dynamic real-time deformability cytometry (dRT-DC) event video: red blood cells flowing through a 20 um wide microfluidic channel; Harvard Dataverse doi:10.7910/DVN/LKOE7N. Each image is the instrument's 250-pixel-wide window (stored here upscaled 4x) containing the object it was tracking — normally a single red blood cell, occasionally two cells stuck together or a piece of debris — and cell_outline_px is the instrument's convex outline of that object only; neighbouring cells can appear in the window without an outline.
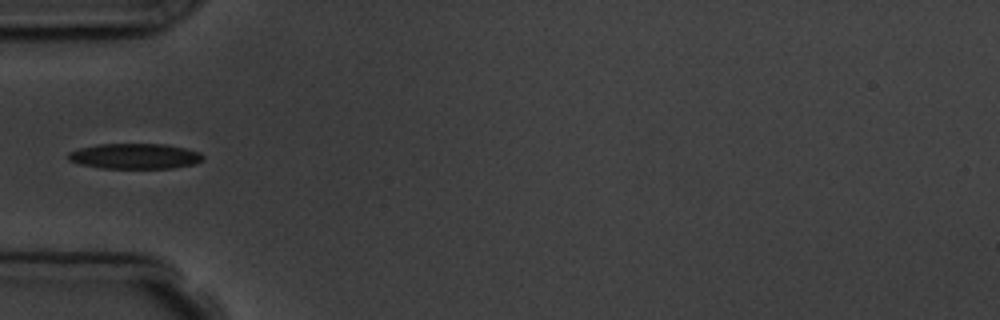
{"species": "common noctule bat (a hibernating species)", "species_latin": "Nyctalus noctula", "temperature_condition": "room temperature", "stored_images_in_passage": 7, "camera_frame_rate_fps": 3000, "um_per_image_px": 0.085, "animal": {"sex": "male", "body_mass_g": 19.5, "forearm_length_mm": 54.6}, "frame": {"image": 1, "passage_image": 4, "time_ms": 3.333, "image_size_px": [1000, 320], "cell_outline_px": [[204, 160], [196, 164], [172, 168], [100, 168], [80, 164], [68, 160], [68, 152], [80, 148], [100, 144], [164, 144], [184, 148], [200, 152], [204, 156]], "centroid_in_image_um": [11.49, 13.28], "position_along_channel_um": 73.5, "area_um2": 20.0}}
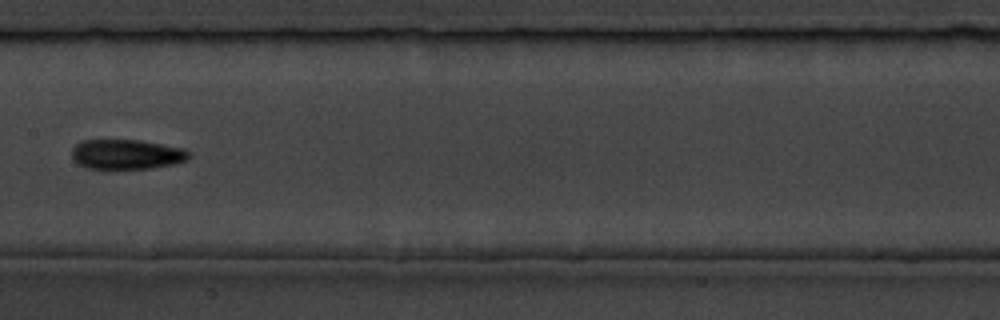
{"frame": {"image": 2, "passage_image": 7, "time_ms": 6.667, "image_size_px": [1000, 320], "cell_outline_px": [[192, 156], [188, 160], [172, 164], [152, 168], [116, 172], [84, 168], [72, 160], [72, 148], [80, 140], [140, 140], [184, 148]], "centroid_in_image_um": [10.71, 13.17], "position_along_channel_um": 196.7, "area_um2": 21.44}}